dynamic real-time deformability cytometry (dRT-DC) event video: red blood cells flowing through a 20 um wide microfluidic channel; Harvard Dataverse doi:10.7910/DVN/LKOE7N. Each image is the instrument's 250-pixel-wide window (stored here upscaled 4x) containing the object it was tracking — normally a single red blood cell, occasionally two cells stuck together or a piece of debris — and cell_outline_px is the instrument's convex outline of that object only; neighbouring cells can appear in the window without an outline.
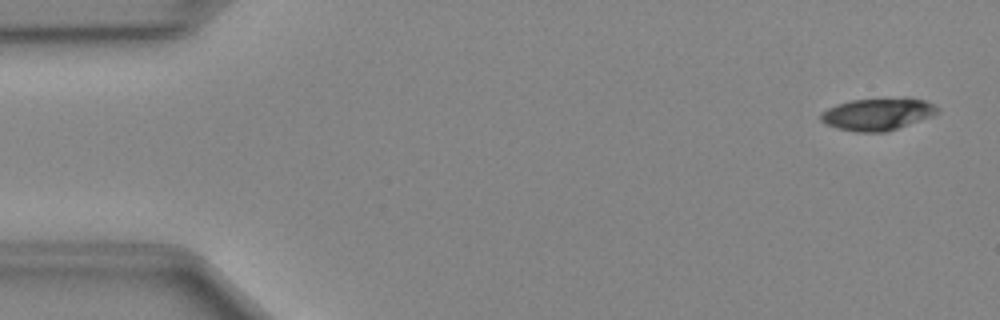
{"species": "Egyptian fruit bat (a non-hibernating species)", "species_latin": "Rousettus aegyptiacus", "temperature_condition": "cold", "stored_images_in_passage": 48, "camera_frame_rate_fps": 3000, "um_per_image_px": 0.085, "animal": {"sex": "female"}, "frame": {"image": 1, "passage_image": 2, "time_ms": 0.333, "image_size_px": [1000, 320], "cell_outline_px": [[940, 112], [932, 116], [884, 132], [856, 132], [836, 128], [820, 120], [820, 112], [836, 104], [852, 100], [904, 96], [924, 100], [940, 108]], "centroid_in_image_um": [74.6, 9.67], "position_along_channel_um": 10.4, "area_um2": 22.14}}
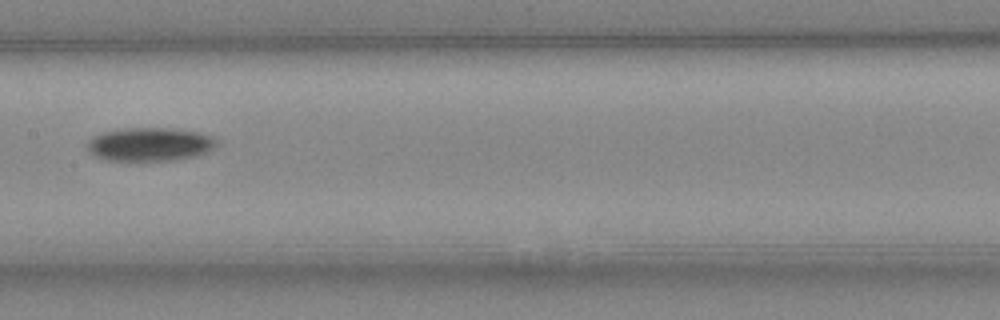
{"frame": {"image": 2, "passage_image": 24, "time_ms": 7.667, "image_size_px": [1000, 320], "cell_outline_px": [[216, 148], [208, 152], [196, 156], [176, 160], [108, 160], [96, 156], [88, 152], [88, 140], [92, 136], [104, 132], [120, 128], [176, 128], [200, 132], [212, 136], [216, 140]], "centroid_in_image_um": [12.77, 12.25], "position_along_channel_um": 194.6, "area_um2": 25.49}}
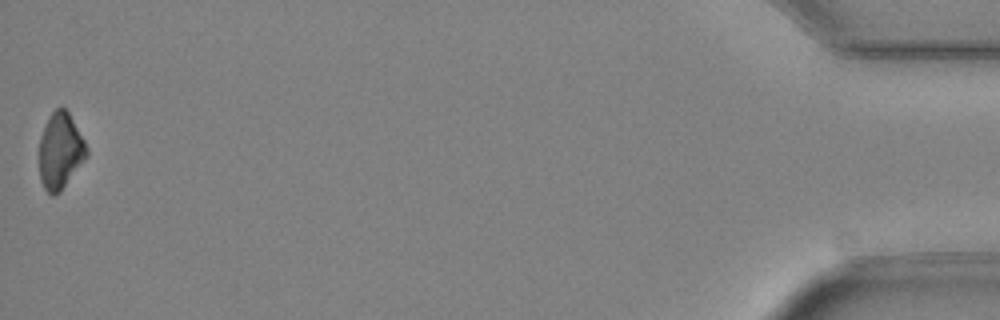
{"frame": {"image": 3, "passage_image": 48, "time_ms": 15.667, "image_size_px": [1000, 320], "cell_outline_px": [[88, 156], [60, 192], [52, 196], [44, 188], [40, 180], [40, 136], [52, 112], [56, 108], [64, 108], [68, 112], [84, 140], [88, 148]], "centroid_in_image_um": [5.14, 12.86], "position_along_channel_um": 430.1, "area_um2": 20.75}}